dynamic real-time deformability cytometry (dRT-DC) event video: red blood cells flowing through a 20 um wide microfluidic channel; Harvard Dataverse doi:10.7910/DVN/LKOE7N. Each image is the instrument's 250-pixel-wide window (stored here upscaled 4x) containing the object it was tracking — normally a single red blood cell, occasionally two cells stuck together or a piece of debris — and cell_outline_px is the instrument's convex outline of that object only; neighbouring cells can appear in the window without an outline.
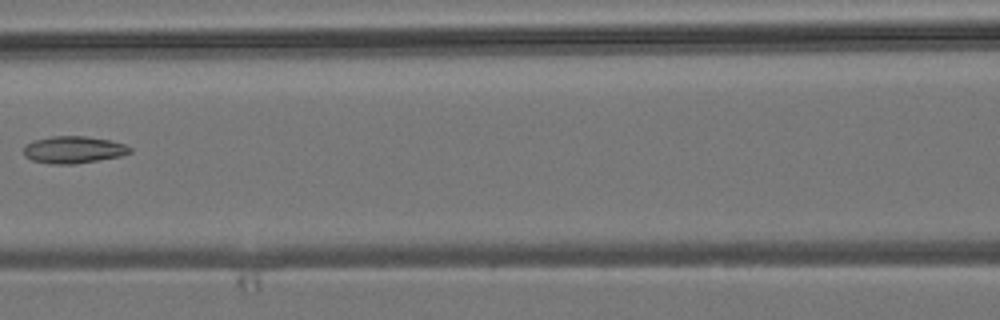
{"species": "common noctule bat (a hibernating species)", "species_latin": "Nyctalus noctula", "temperature_condition": "room temperature", "stored_images_in_passage": 6, "camera_frame_rate_fps": 3000, "um_per_image_px": 0.085, "animal": {"sex": "male", "body_mass_g": 19.2, "forearm_length_mm": 51.8}, "frame": {"image": 1, "passage_image": 6, "time_ms": 6.0, "image_size_px": [1000, 320], "cell_outline_px": [[132, 152], [120, 156], [72, 164], [52, 164], [32, 160], [24, 156], [24, 144], [32, 140], [52, 136], [84, 136], [108, 140], [124, 144], [132, 148]], "centroid_in_image_um": [6.2, 12.72], "position_along_channel_um": 160.4, "area_um2": 16.7}}